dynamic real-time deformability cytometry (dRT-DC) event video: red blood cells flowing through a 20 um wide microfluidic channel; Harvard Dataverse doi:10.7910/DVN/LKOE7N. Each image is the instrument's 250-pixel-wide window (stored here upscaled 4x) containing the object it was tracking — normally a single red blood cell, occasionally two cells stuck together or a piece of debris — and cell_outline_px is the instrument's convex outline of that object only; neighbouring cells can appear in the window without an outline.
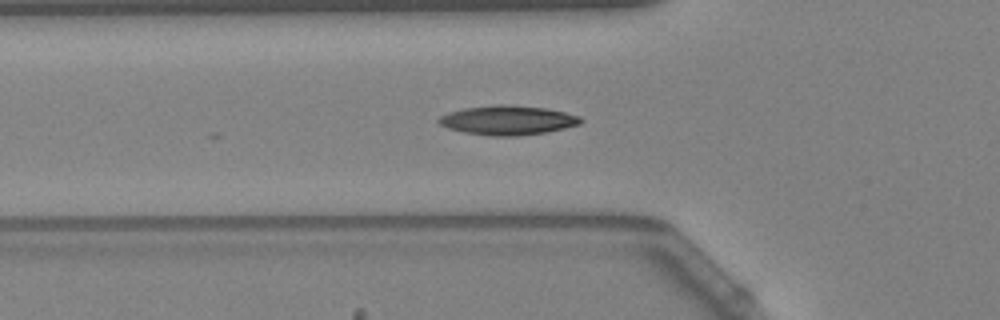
{"species": "Egyptian fruit bat (a non-hibernating species)", "species_latin": "Rousettus aegyptiacus", "temperature_condition": "warm", "stored_images_in_passage": 16, "camera_frame_rate_fps": 3000, "um_per_image_px": 0.085, "animal": {"sex": "female"}, "frame": {"image": 1, "passage_image": 10, "time_ms": 3.0, "image_size_px": [1000, 320], "cell_outline_px": [[584, 120], [580, 124], [548, 132], [516, 136], [492, 136], [464, 132], [448, 128], [440, 124], [436, 120], [440, 116], [448, 112], [464, 108], [496, 104], [508, 104], [548, 108], [580, 116]], "centroid_in_image_um": [43.17, 10.21], "position_along_channel_um": 82.6, "area_um2": 24.45}}
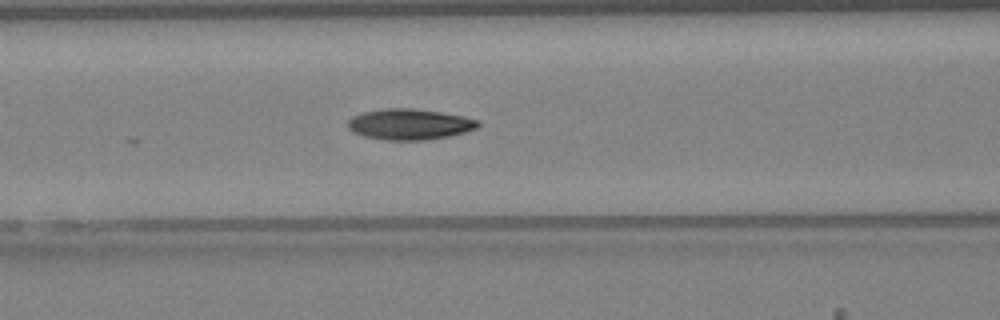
{"frame": {"image": 2, "passage_image": 14, "time_ms": 4.333, "image_size_px": [1000, 320], "cell_outline_px": [[480, 124], [476, 128], [464, 132], [448, 136], [424, 140], [384, 140], [364, 136], [352, 132], [348, 128], [348, 120], [352, 116], [364, 112], [384, 108], [412, 108], [440, 112], [464, 116], [480, 120]], "centroid_in_image_um": [34.8, 10.56], "position_along_channel_um": 131.8, "area_um2": 23.41}}